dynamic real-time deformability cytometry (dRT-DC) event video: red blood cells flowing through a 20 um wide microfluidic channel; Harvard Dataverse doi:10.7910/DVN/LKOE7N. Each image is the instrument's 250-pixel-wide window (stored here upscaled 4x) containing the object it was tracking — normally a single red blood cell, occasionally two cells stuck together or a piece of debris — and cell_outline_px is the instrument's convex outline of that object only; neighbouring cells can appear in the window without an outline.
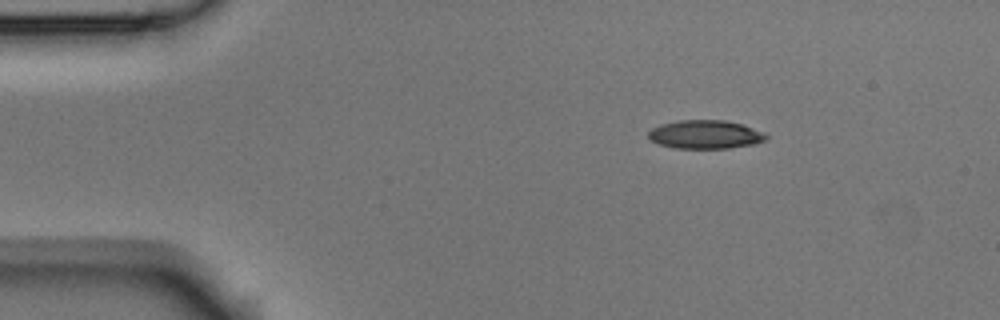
{"species": "Egyptian fruit bat (a non-hibernating species)", "species_latin": "Rousettus aegyptiacus", "temperature_condition": "room temperature", "stored_images_in_passage": 4, "segment_of_instrument_passage": [1, 2], "camera_frame_rate_fps": 3000, "um_per_image_px": 0.085, "animal": {"sex": "male"}, "frame": {"image": 1, "passage_image": 1, "time_ms": 0.0, "image_size_px": [1000, 320], "cell_outline_px": [[768, 140], [756, 144], [728, 148], [676, 148], [660, 144], [652, 140], [648, 136], [648, 132], [652, 128], [660, 124], [680, 120], [724, 120], [740, 124], [764, 132], [768, 136]], "centroid_in_image_um": [59.98, 11.43], "position_along_channel_um": 25.0, "area_um2": 19.54}}